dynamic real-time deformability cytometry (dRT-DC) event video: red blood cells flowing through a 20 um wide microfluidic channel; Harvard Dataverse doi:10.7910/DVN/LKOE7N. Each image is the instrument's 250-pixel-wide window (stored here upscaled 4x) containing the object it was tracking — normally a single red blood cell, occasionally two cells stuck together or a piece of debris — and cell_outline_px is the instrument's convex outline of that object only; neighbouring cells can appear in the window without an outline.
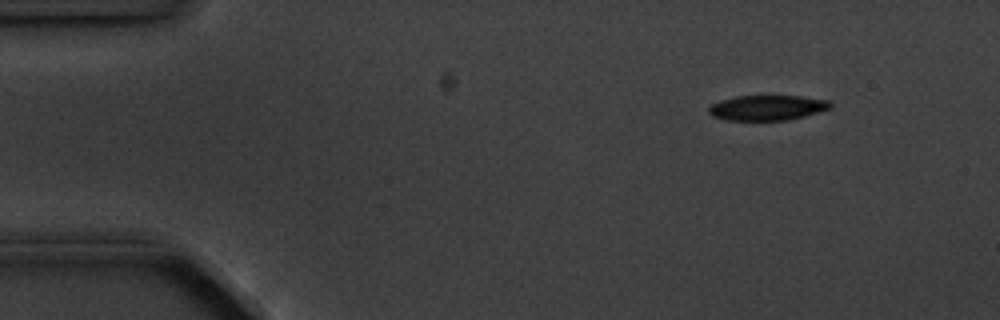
{"species": "common noctule bat (a hibernating species)", "species_latin": "Nyctalus noctula", "temperature_condition": "cold", "stored_images_in_passage": 5, "segment_of_instrument_passage": [2, 2], "camera_frame_rate_fps": 3000, "um_per_image_px": 0.085, "animal": {"sex": "male", "body_mass_g": 20.1, "forearm_length_mm": 53.5}, "frame": {"image": 1, "passage_image": 5, "time_ms": 5.667, "image_size_px": [1000, 320], "cell_outline_px": [[832, 108], [804, 116], [788, 120], [724, 120], [712, 116], [708, 112], [708, 108], [712, 104], [720, 100], [736, 96], [800, 96], [828, 100], [832, 104]], "centroid_in_image_um": [65.2, 9.16], "position_along_channel_um": 19.8, "area_um2": 17.86}}